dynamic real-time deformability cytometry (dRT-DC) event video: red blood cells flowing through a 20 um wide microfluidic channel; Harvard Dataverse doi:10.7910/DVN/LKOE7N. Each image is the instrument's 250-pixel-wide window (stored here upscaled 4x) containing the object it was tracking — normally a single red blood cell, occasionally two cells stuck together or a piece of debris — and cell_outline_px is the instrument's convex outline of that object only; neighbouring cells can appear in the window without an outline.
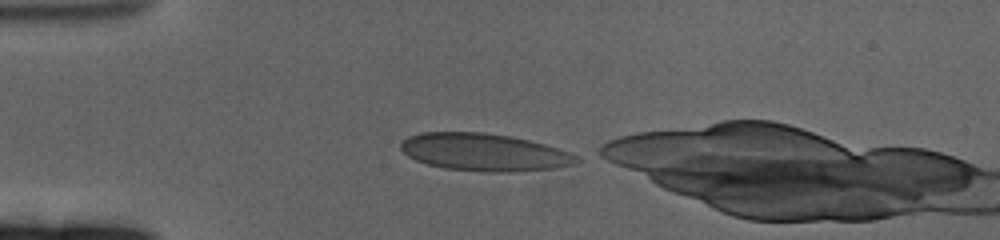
{"species": "human", "species_latin": "Homo sapiens", "temperature_condition": "cold", "stored_images_in_passage": 40, "camera_frame_rate_fps": 3000, "um_per_image_px": 0.085, "donor": {"sex": "female"}, "frame": {"image": 1, "passage_image": 1, "time_ms": 0.0, "image_size_px": [1000, 240], "cell_outline_px": [[580, 160], [576, 164], [552, 168], [508, 172], [492, 172], [444, 168], [428, 164], [416, 160], [408, 156], [400, 148], [400, 144], [408, 136], [420, 132], [484, 132], [512, 136], [544, 144], [580, 156]], "centroid_in_image_um": [41.15, 12.93], "position_along_channel_um": 43.9, "area_um2": 38.26}}
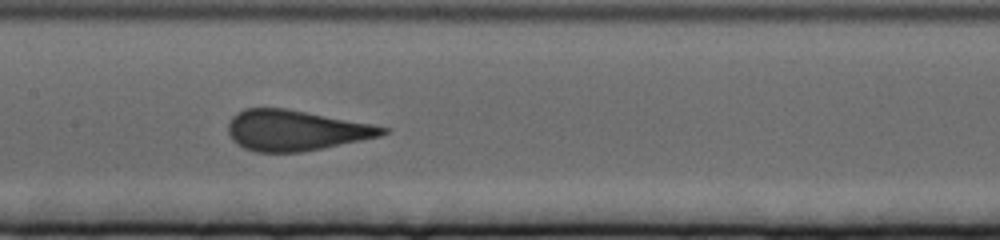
{"frame": {"image": 2, "passage_image": 16, "time_ms": 5.0, "image_size_px": [1000, 240], "cell_outline_px": [[388, 132], [380, 136], [300, 152], [256, 152], [244, 148], [236, 144], [232, 140], [228, 132], [228, 124], [232, 116], [236, 112], [244, 108], [284, 108], [372, 124], [388, 128]], "centroid_in_image_um": [25.06, 11.08], "position_along_channel_um": 182.3, "area_um2": 36.13}}
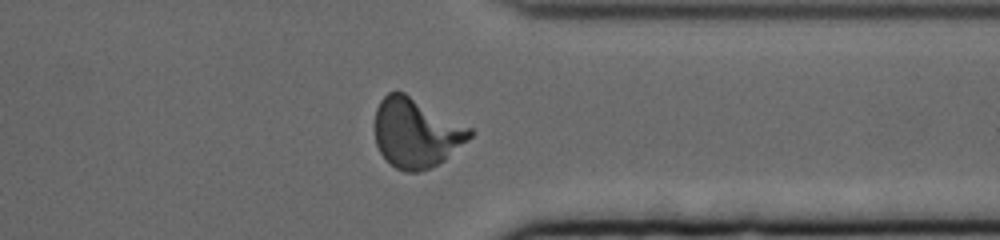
{"frame": {"image": 3, "passage_image": 34, "time_ms": 11.0, "image_size_px": [1000, 240], "cell_outline_px": [[472, 136], [468, 140], [444, 160], [420, 172], [404, 172], [396, 168], [380, 152], [376, 144], [376, 108], [380, 100], [388, 92], [404, 92], [472, 128]], "centroid_in_image_um": [35.37, 11.29], "position_along_channel_um": 376.0, "area_um2": 38.03}}